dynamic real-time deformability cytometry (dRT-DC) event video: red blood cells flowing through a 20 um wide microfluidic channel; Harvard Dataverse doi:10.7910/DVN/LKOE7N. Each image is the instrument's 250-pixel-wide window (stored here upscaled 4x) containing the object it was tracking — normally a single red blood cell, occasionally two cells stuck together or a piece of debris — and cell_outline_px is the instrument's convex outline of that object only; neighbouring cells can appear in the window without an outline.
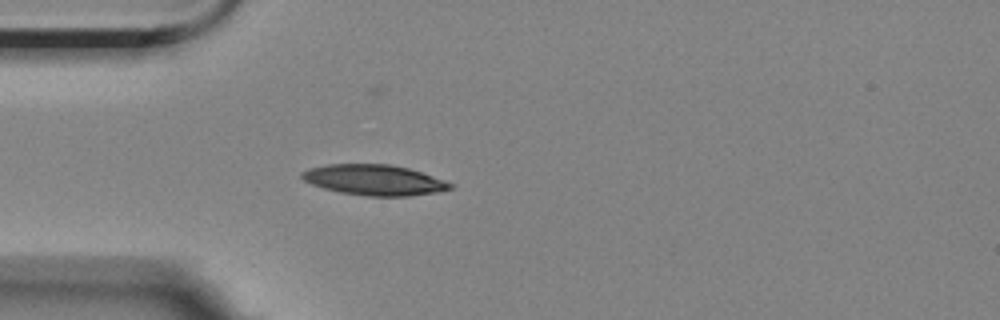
{"species": "Egyptian fruit bat (a non-hibernating species)", "species_latin": "Rousettus aegyptiacus", "temperature_condition": "room temperature", "stored_images_in_passage": 4, "camera_frame_rate_fps": 3000, "um_per_image_px": 0.085, "animal": {"sex": "female"}, "frame": {"image": 1, "passage_image": 4, "time_ms": 3.333, "image_size_px": [1000, 320], "cell_outline_px": [[452, 188], [436, 192], [408, 196], [368, 196], [340, 192], [324, 188], [312, 184], [304, 180], [300, 176], [300, 172], [308, 168], [328, 164], [388, 164], [408, 168], [444, 180], [452, 184]], "centroid_in_image_um": [31.76, 15.29], "position_along_channel_um": 53.2, "area_um2": 26.18}}